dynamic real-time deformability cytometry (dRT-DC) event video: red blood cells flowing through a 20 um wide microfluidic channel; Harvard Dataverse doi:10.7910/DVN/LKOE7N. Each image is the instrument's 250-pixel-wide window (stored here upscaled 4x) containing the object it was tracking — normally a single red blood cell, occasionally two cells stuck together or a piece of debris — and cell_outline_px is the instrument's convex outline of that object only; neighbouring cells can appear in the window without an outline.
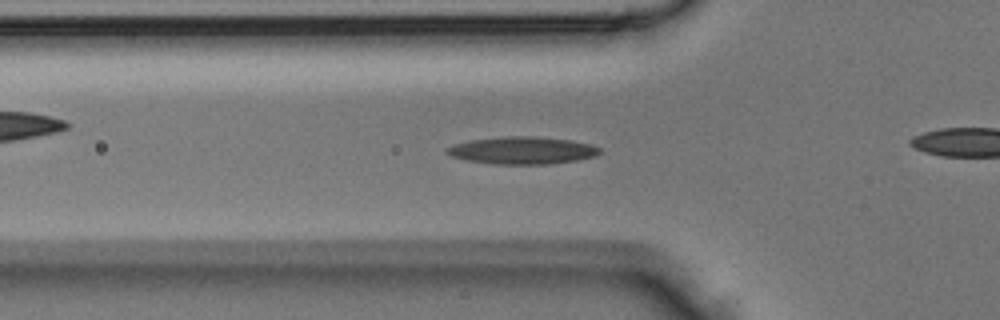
{"species": "Egyptian fruit bat (a non-hibernating species)", "species_latin": "Rousettus aegyptiacus", "temperature_condition": "room temperature", "stored_images_in_passage": 32, "camera_frame_rate_fps": 3000, "um_per_image_px": 0.085, "animal": {"sex": "male"}, "frame": {"image": 1, "passage_image": 2, "time_ms": 0.333, "image_size_px": [1000, 320], "cell_outline_px": [[600, 152], [596, 156], [576, 160], [548, 164], [492, 164], [464, 160], [452, 156], [444, 152], [448, 148], [456, 144], [468, 140], [508, 136], [532, 136], [568, 140], [592, 144], [600, 148]], "centroid_in_image_um": [44.38, 12.79], "position_along_channel_um": 81.4, "area_um2": 24.28}}
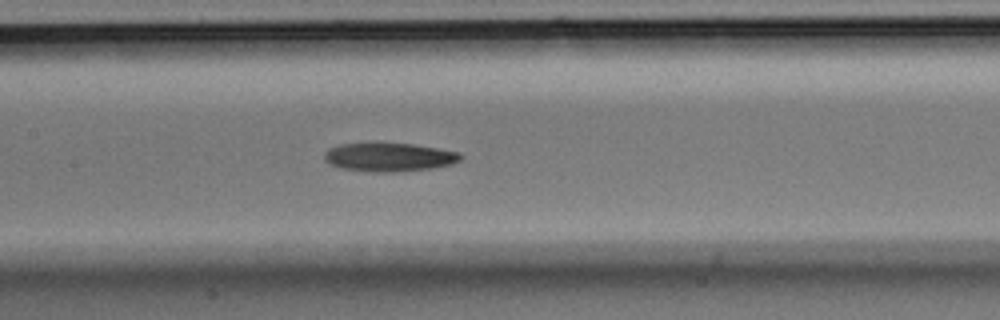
{"frame": {"image": 2, "passage_image": 8, "time_ms": 2.333, "image_size_px": [1000, 320], "cell_outline_px": [[464, 156], [460, 160], [452, 164], [432, 168], [396, 172], [372, 172], [340, 168], [328, 164], [324, 160], [324, 152], [328, 148], [340, 144], [372, 140], [376, 140], [412, 144], [460, 152]], "centroid_in_image_um": [33.01, 13.31], "position_along_channel_um": 174.4, "area_um2": 23.76}}
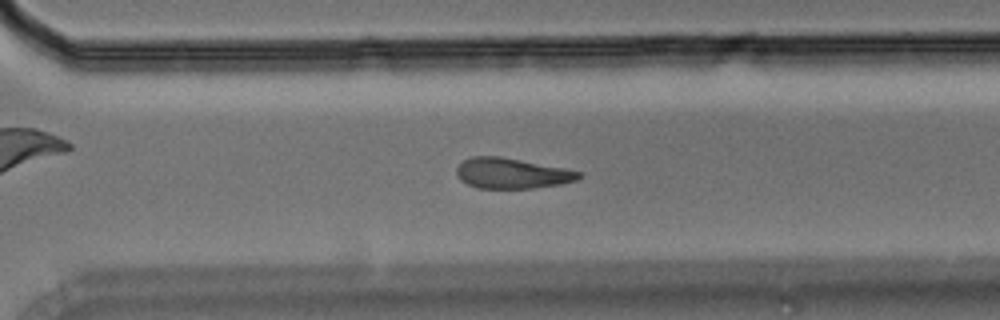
{"frame": {"image": 3, "passage_image": 18, "time_ms": 5.667, "image_size_px": [1000, 320], "cell_outline_px": [[584, 176], [576, 180], [560, 184], [532, 188], [480, 188], [468, 184], [460, 180], [456, 172], [456, 168], [464, 160], [472, 156], [500, 156], [568, 168], [580, 172]], "centroid_in_image_um": [43.54, 14.72], "position_along_channel_um": 327.1, "area_um2": 21.79}}